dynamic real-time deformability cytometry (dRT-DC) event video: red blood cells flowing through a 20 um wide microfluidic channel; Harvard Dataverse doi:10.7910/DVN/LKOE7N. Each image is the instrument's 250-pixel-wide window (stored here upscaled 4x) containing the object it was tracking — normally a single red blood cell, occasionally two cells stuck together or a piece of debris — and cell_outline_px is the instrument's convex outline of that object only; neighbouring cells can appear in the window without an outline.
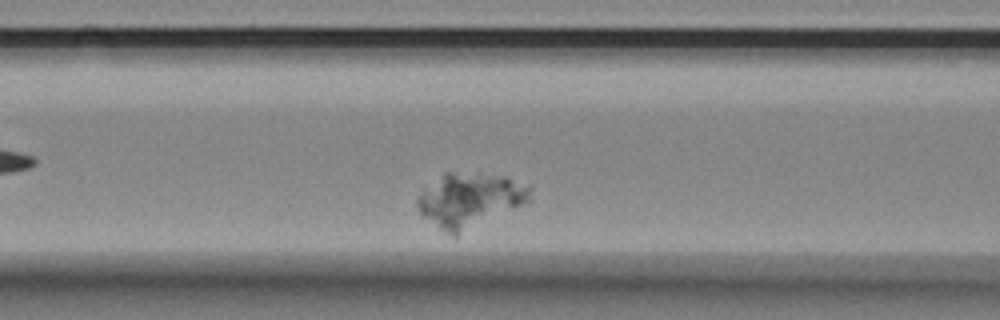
{"species": "Egyptian fruit bat (a non-hibernating species)", "species_latin": "Rousettus aegyptiacus", "temperature_condition": "room temperature", "stored_images_in_passage": 33, "camera_frame_rate_fps": 3000, "um_per_image_px": 0.085, "animal": {"sex": "female"}, "frame": {"image": 1, "passage_image": 9, "time_ms": 2.667, "image_size_px": [1000, 320], "cell_outline_px": [[532, 200], [456, 236], [452, 236], [444, 232], [424, 216], [420, 212], [416, 204], [416, 200], [424, 188], [444, 172], [452, 172], [504, 176], [532, 184]], "centroid_in_image_um": [39.97, 16.99], "position_along_channel_um": 126.6, "area_um2": 35.66}}
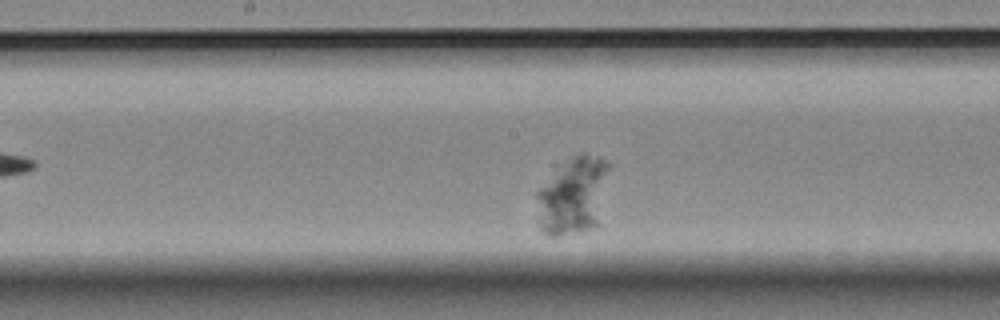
{"frame": {"image": 2, "passage_image": 16, "time_ms": 5.0, "image_size_px": [1000, 320], "cell_outline_px": [[612, 168], [600, 224], [596, 228], [580, 232], [556, 236], [548, 236], [540, 228], [536, 196], [536, 192], [572, 156], [584, 152], [600, 156], [612, 164]], "centroid_in_image_um": [48.83, 16.64], "position_along_channel_um": 199.4, "area_um2": 33.58}}
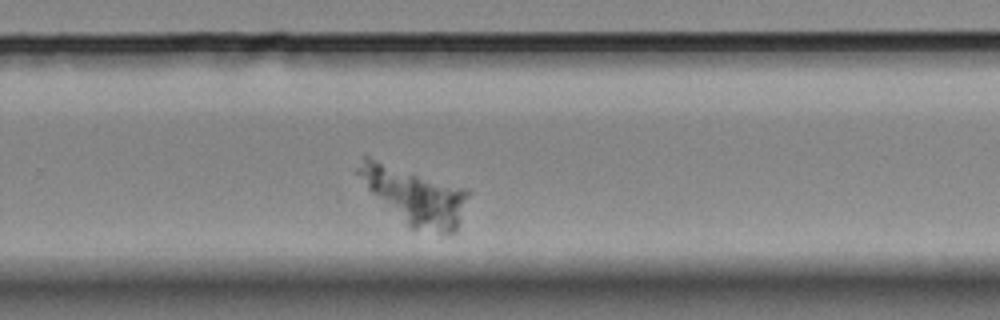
{"frame": {"image": 3, "passage_image": 25, "time_ms": 8.0, "image_size_px": [1000, 320], "cell_outline_px": [[472, 192], [456, 232], [440, 232], [412, 228], [372, 192], [368, 188], [356, 172], [356, 168], [364, 156], [368, 156], [468, 188]], "centroid_in_image_um": [35.34, 16.6], "position_along_channel_um": 294.5, "area_um2": 36.01}}